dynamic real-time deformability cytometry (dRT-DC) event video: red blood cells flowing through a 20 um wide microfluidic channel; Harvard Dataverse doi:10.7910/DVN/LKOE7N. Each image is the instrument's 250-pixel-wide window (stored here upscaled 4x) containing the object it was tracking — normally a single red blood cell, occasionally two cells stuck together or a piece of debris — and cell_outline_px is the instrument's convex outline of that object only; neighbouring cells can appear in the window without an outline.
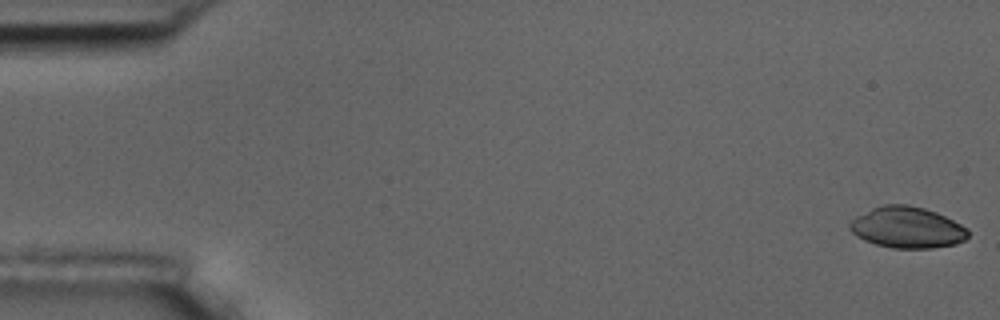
{"species": "common noctule bat (a hibernating species)", "species_latin": "Nyctalus noctula", "temperature_condition": "room temperature", "stored_images_in_passage": 6, "camera_frame_rate_fps": 3000, "um_per_image_px": 0.085, "animal": {"sex": "male", "body_mass_g": 17.5, "forearm_length_mm": 52.3}, "frame": {"image": 1, "passage_image": 1, "time_ms": 0.0, "image_size_px": [1000, 320], "cell_outline_px": [[968, 236], [964, 240], [956, 244], [932, 248], [892, 248], [876, 244], [864, 240], [856, 236], [848, 228], [848, 224], [856, 216], [872, 208], [884, 204], [908, 204], [924, 208], [936, 212], [968, 228]], "centroid_in_image_um": [77.09, 19.33], "position_along_channel_um": 7.9, "area_um2": 28.44}}